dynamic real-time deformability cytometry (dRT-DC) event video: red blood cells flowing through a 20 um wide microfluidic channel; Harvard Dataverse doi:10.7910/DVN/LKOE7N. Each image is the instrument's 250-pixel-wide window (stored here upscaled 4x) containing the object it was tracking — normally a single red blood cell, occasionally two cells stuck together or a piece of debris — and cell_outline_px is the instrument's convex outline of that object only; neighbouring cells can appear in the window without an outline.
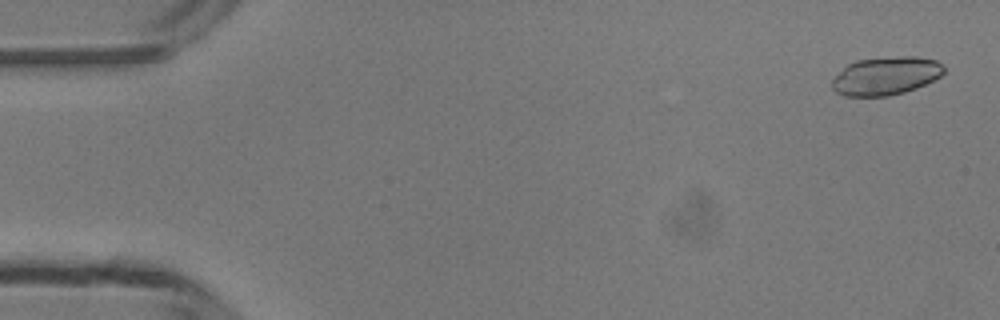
{"species": "common noctule bat (a hibernating species)", "species_latin": "Nyctalus noctula", "temperature_condition": "room temperature", "stored_images_in_passage": 49, "camera_frame_rate_fps": 3000, "um_per_image_px": 0.085, "animal": {"sex": "male", "body_mass_g": 13.3}, "frame": {"image": 1, "passage_image": 2, "time_ms": 0.333, "image_size_px": [1000, 320], "cell_outline_px": [[944, 72], [940, 76], [916, 88], [904, 92], [888, 96], [844, 96], [836, 92], [832, 88], [832, 80], [848, 64], [856, 60], [900, 56], [916, 56], [936, 60], [944, 68]], "centroid_in_image_um": [75.29, 6.45], "position_along_channel_um": 9.7, "area_um2": 24.68}}
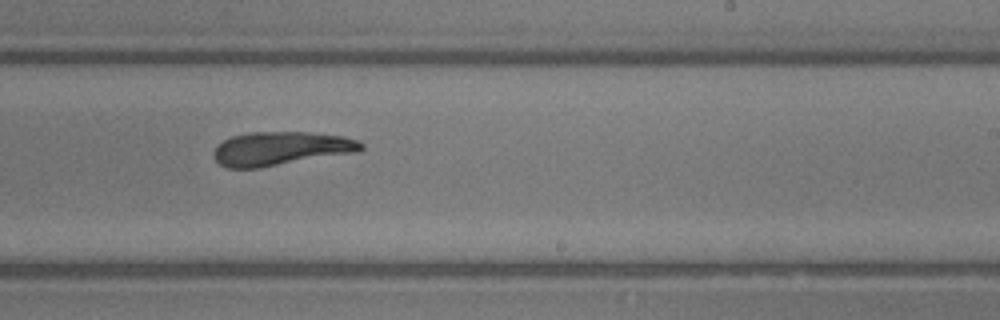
{"frame": {"image": 2, "passage_image": 30, "time_ms": 9.667, "image_size_px": [1000, 320], "cell_outline_px": [[364, 148], [360, 152], [260, 168], [224, 168], [212, 156], [212, 152], [216, 144], [232, 136], [252, 132], [308, 132], [344, 136], [360, 140], [364, 144]], "centroid_in_image_um": [23.89, 12.63], "position_along_channel_um": 265.1, "area_um2": 29.54}}
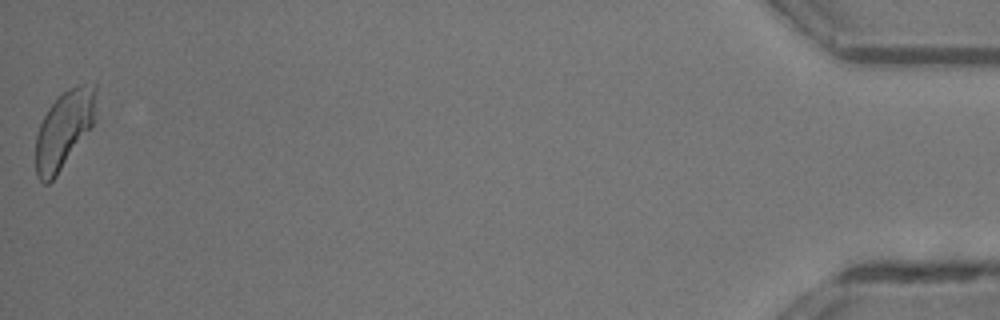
{"frame": {"image": 3, "passage_image": 49, "time_ms": 16.0, "image_size_px": [1000, 320], "cell_outline_px": [[96, 92], [92, 128], [56, 176], [48, 184], [44, 184], [36, 176], [36, 136], [40, 124], [48, 108], [56, 96], [68, 88], [76, 84], [96, 84]], "centroid_in_image_um": [5.43, 10.99], "position_along_channel_um": 429.8, "area_um2": 27.4}}